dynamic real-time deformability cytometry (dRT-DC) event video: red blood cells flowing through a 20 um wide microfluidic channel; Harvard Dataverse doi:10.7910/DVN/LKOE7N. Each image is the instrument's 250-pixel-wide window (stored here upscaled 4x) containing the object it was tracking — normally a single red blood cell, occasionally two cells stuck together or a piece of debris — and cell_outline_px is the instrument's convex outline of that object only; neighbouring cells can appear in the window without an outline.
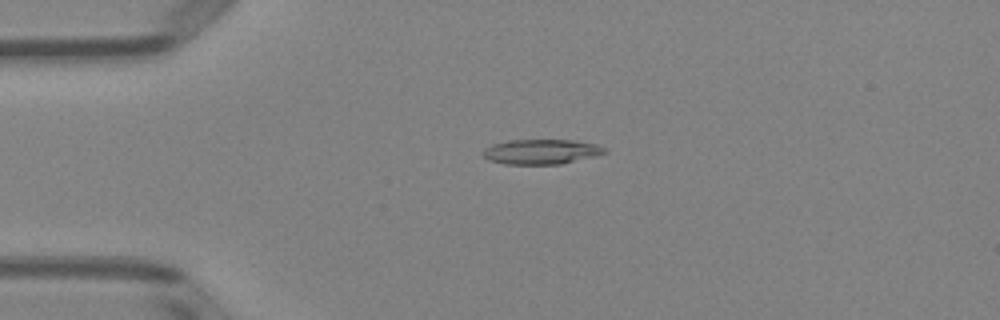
{"species": "Egyptian fruit bat (a non-hibernating species)", "species_latin": "Rousettus aegyptiacus", "temperature_condition": "room temperature", "stored_images_in_passage": 51, "camera_frame_rate_fps": 3000, "um_per_image_px": 0.085, "animal": {"sex": "female"}, "frame": {"image": 1, "passage_image": 12, "time_ms": 3.667, "image_size_px": [1000, 320], "cell_outline_px": [[608, 152], [596, 156], [560, 164], [504, 164], [488, 160], [484, 156], [484, 148], [492, 144], [508, 140], [572, 140], [596, 144], [608, 148]], "centroid_in_image_um": [46.03, 12.89], "position_along_channel_um": 39.0, "area_um2": 17.74}}
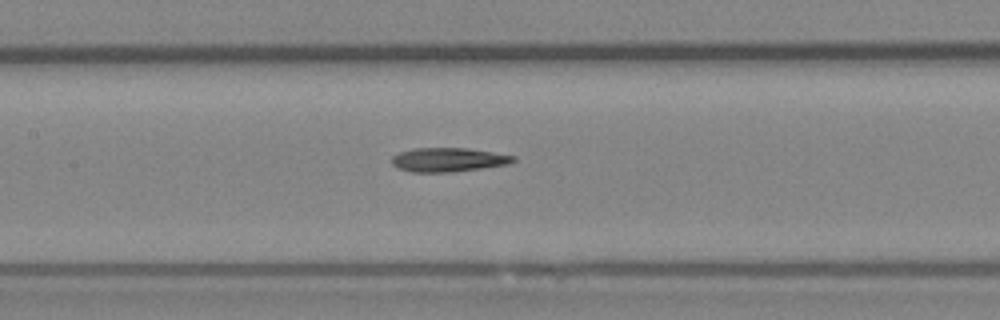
{"frame": {"image": 2, "passage_image": 24, "time_ms": 7.667, "image_size_px": [1000, 320], "cell_outline_px": [[516, 160], [508, 164], [452, 172], [412, 172], [400, 168], [392, 164], [392, 156], [400, 152], [412, 148], [468, 148], [516, 156]], "centroid_in_image_um": [38.1, 13.57], "position_along_channel_um": 169.3, "area_um2": 16.88}}
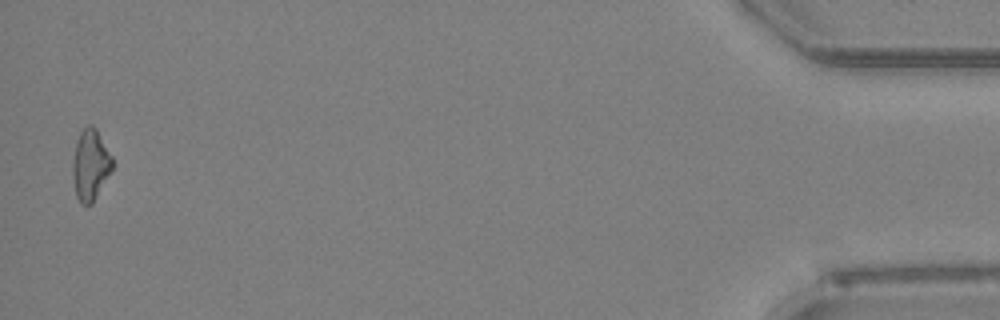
{"frame": {"image": 3, "passage_image": 50, "time_ms": 16.333, "image_size_px": [1000, 320], "cell_outline_px": [[112, 168], [92, 204], [80, 204], [76, 196], [72, 176], [72, 160], [76, 140], [80, 132], [88, 124], [92, 124], [96, 128], [112, 156]], "centroid_in_image_um": [7.65, 13.99], "position_along_channel_um": 427.5, "area_um2": 16.42}, "authors_computed_cell_mechanics": {"area_um2": 16.9932, "velocity_mm_per_s": 4.0182, "shape_relaxation_time_tau1_ms": 9.0019, "shape_relaxation_time_tau2_ms": 10.5804, "deformation_change_tau1": 0.2074, "deformation_change_tau2": 0.2811}}